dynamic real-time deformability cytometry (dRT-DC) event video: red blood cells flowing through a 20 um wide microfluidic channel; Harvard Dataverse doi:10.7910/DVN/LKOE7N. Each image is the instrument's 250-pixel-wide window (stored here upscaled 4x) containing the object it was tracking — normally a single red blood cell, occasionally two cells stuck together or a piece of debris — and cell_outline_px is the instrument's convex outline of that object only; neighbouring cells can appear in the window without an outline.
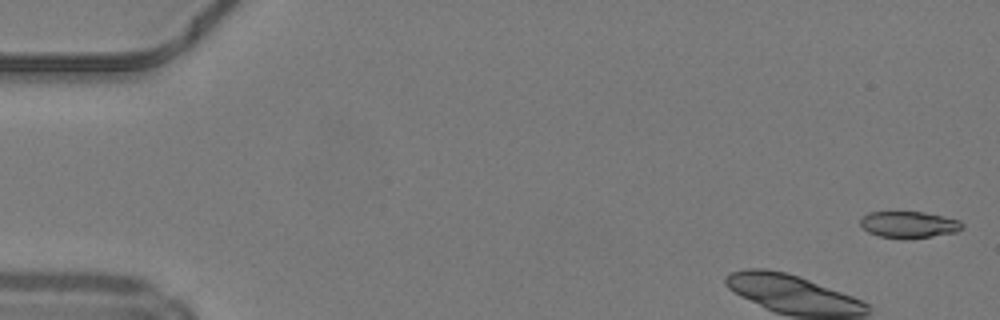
{"species": "common noctule bat (a hibernating species)", "species_latin": "Nyctalus noctula", "temperature_condition": "warm", "stored_images_in_passage": 12, "camera_frame_rate_fps": 3000, "um_per_image_px": 0.085, "animal": {"sex": "male", "body_mass_g": 19.2, "forearm_length_mm": 51.8}, "frame": {"image": 1, "passage_image": 1, "time_ms": 0.0, "image_size_px": [1000, 320], "cell_outline_px": [[964, 228], [956, 232], [908, 240], [880, 236], [868, 232], [860, 224], [860, 220], [868, 212], [924, 212], [960, 220], [964, 224]], "centroid_in_image_um": [77.28, 19.1], "position_along_channel_um": 7.7, "area_um2": 15.9}}